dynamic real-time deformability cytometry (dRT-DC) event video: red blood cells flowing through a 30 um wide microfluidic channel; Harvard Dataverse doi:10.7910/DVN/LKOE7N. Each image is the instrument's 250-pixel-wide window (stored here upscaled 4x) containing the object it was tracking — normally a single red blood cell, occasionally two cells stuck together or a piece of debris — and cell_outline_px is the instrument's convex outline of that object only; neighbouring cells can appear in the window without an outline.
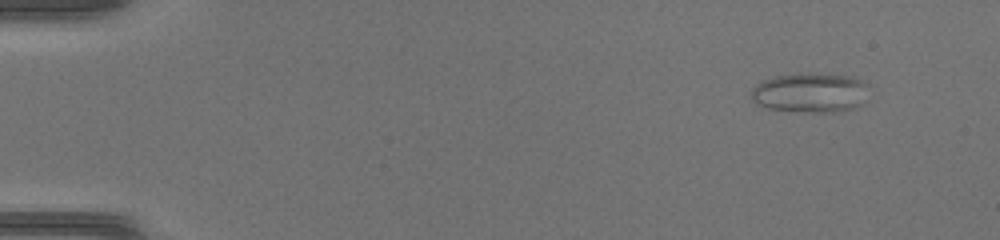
{"species": "common noctule bat (a hibernating species)", "species_latin": "Nyctalus noctula", "temperature_condition": "warm", "stored_images_in_passage": 43, "camera_frame_rate_fps": 3000, "um_per_image_px": 0.085, "animal": {"sex": "female", "body_mass_g": 17.0, "forearm_length_mm": 48.0}, "frame": {"image": 1, "passage_image": 1, "time_ms": 0.0, "image_size_px": [1000, 240], "cell_outline_px": [[872, 84], [860, 104], [856, 108], [836, 112], [804, 112], [768, 108], [756, 104], [752, 100], [752, 88], [756, 84], [764, 80], [776, 76], [796, 72], [808, 72], [852, 76]], "centroid_in_image_um": [68.91, 7.85], "position_along_channel_um": 16.1, "area_um2": 27.74}}
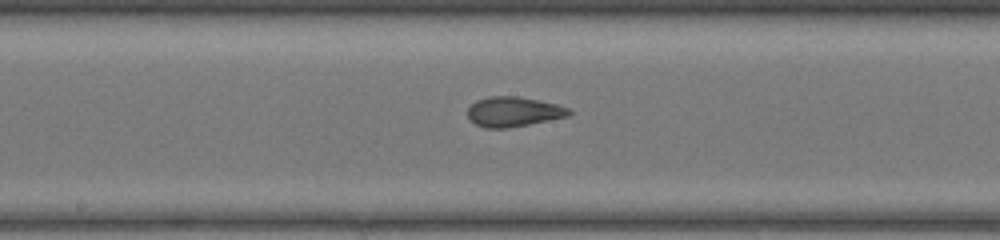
{"frame": {"image": 2, "passage_image": 22, "time_ms": 7.0, "image_size_px": [1000, 240], "cell_outline_px": [[572, 112], [568, 116], [508, 128], [484, 128], [468, 120], [468, 108], [476, 100], [488, 96], [516, 96], [556, 104], [568, 108]], "centroid_in_image_um": [43.59, 9.5], "position_along_channel_um": 204.6, "area_um2": 17.51}}
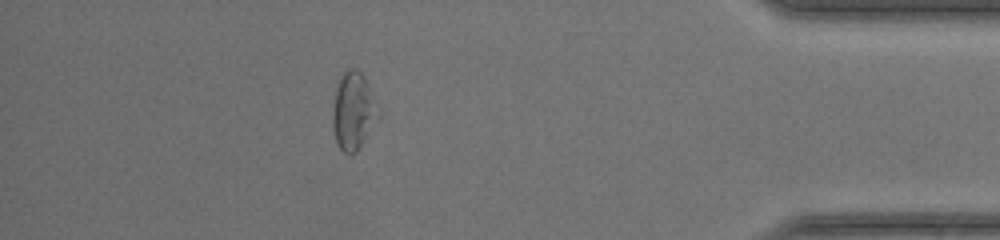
{"frame": {"image": 3, "passage_image": 38, "time_ms": 12.333, "image_size_px": [1000, 240], "cell_outline_px": [[380, 116], [356, 152], [352, 156], [348, 156], [336, 144], [332, 124], [332, 116], [336, 88], [344, 72], [348, 68], [356, 68], [364, 76], [380, 108]], "centroid_in_image_um": [30.05, 9.47], "position_along_channel_um": 405.2, "area_um2": 20.75}}